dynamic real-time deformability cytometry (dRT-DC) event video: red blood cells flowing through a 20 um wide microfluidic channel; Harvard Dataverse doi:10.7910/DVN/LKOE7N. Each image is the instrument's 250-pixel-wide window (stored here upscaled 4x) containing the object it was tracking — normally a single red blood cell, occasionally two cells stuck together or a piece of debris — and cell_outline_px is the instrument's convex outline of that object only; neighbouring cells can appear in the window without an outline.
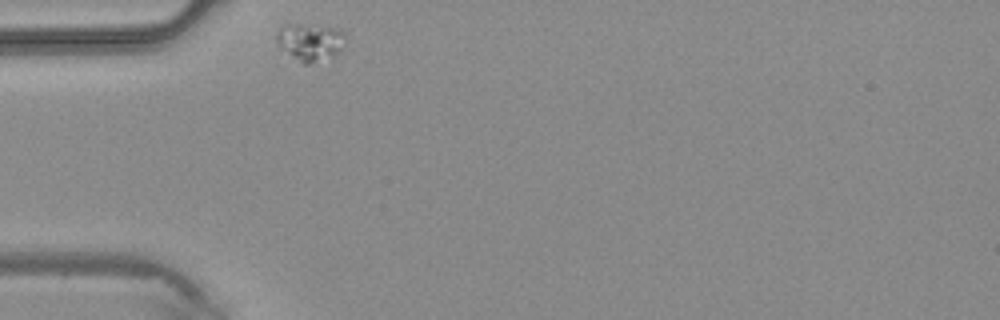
{"species": "common noctule bat (a hibernating species)", "species_latin": "Nyctalus noctula", "temperature_condition": "warm", "stored_images_in_passage": 27, "camera_frame_rate_fps": 3000, "um_per_image_px": 0.085, "animal": {"sex": "male", "body_mass_g": 20.4}, "frame": {"image": 1, "passage_image": 1, "time_ms": 0.0, "image_size_px": [1000, 320], "cell_outline_px": [[344, 44], [340, 52], [332, 56], [308, 64], [304, 64], [280, 48], [276, 40], [276, 32], [284, 24], [296, 24], [336, 28], [344, 32]], "centroid_in_image_um": [26.34, 3.56], "position_along_channel_um": 58.7, "area_um2": 14.8}}
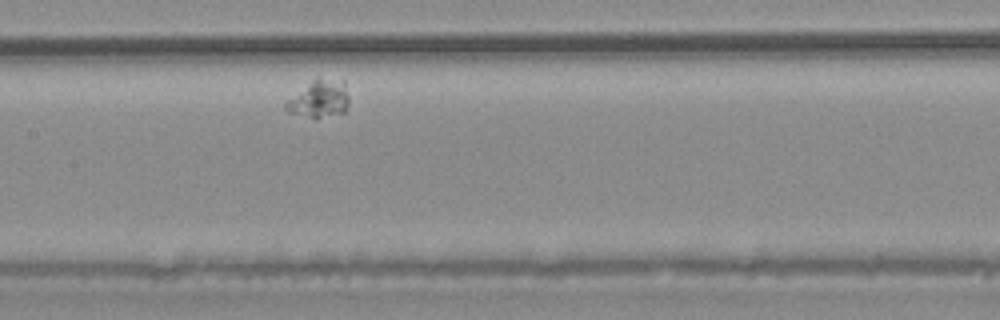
{"frame": {"image": 2, "passage_image": 11, "time_ms": 3.333, "image_size_px": [1000, 320], "cell_outline_px": [[348, 108], [344, 112], [320, 116], [312, 116], [288, 112], [284, 108], [284, 104], [288, 100], [316, 76], [344, 80], [348, 96]], "centroid_in_image_um": [27.17, 8.33], "position_along_channel_um": 180.2, "area_um2": 13.53}}
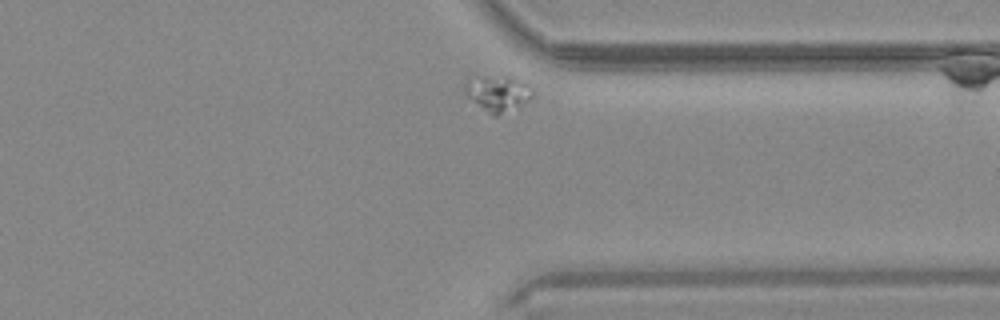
{"frame": {"image": 3, "passage_image": 25, "time_ms": 8.0, "image_size_px": [1000, 320], "cell_outline_px": [[532, 96], [528, 100], [496, 116], [492, 116], [468, 96], [464, 88], [464, 84], [468, 76], [508, 76], [524, 80], [532, 88]], "centroid_in_image_um": [42.29, 7.87], "position_along_channel_um": 369.1, "area_um2": 14.05}}